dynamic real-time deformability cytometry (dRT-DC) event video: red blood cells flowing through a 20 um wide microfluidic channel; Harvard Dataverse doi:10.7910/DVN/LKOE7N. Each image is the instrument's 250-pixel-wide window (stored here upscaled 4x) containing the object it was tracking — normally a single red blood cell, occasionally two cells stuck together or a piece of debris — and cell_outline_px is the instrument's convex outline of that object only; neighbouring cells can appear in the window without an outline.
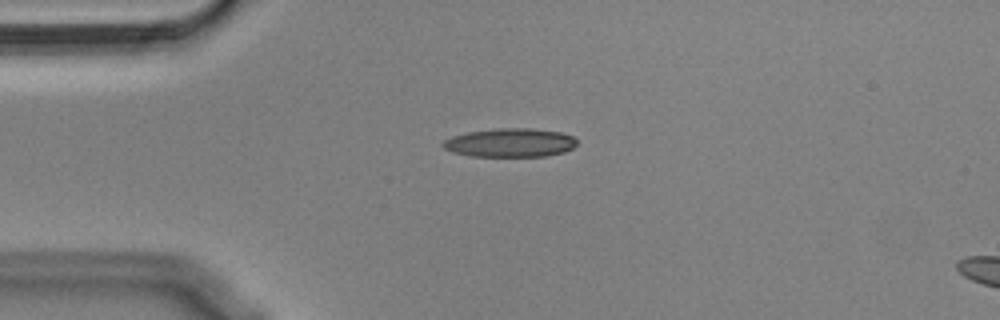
{"species": "Egyptian fruit bat (a non-hibernating species)", "species_latin": "Rousettus aegyptiacus", "temperature_condition": "cold", "stored_images_in_passage": 5, "camera_frame_rate_fps": 3000, "um_per_image_px": 0.085, "animal": {"sex": "male"}, "frame": {"image": 1, "passage_image": 1, "time_ms": 0.0, "image_size_px": [1000, 320], "cell_outline_px": [[576, 144], [572, 148], [564, 152], [548, 156], [472, 156], [452, 152], [444, 148], [440, 144], [444, 140], [452, 136], [468, 132], [496, 128], [532, 128], [560, 132], [572, 136], [576, 140]], "centroid_in_image_um": [43.35, 12.13], "position_along_channel_um": 41.7, "area_um2": 22.43}}